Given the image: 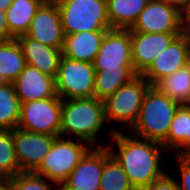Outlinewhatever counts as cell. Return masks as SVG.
Instances as JSON below:
<instances>
[{"label":"cell","instance_id":"1","mask_svg":"<svg viewBox=\"0 0 190 190\" xmlns=\"http://www.w3.org/2000/svg\"><path fill=\"white\" fill-rule=\"evenodd\" d=\"M111 137L112 144L107 143L106 146L127 174L135 190L149 186L167 172L161 168L163 150L166 151L161 143L122 131L113 132ZM113 144L117 147L116 150Z\"/></svg>","mask_w":190,"mask_h":190},{"label":"cell","instance_id":"2","mask_svg":"<svg viewBox=\"0 0 190 190\" xmlns=\"http://www.w3.org/2000/svg\"><path fill=\"white\" fill-rule=\"evenodd\" d=\"M107 125L103 100L95 97L63 99L61 109V137L81 140L91 147L98 144L97 135Z\"/></svg>","mask_w":190,"mask_h":190},{"label":"cell","instance_id":"3","mask_svg":"<svg viewBox=\"0 0 190 190\" xmlns=\"http://www.w3.org/2000/svg\"><path fill=\"white\" fill-rule=\"evenodd\" d=\"M180 105L151 86L145 94L138 119L128 132L138 138L162 143Z\"/></svg>","mask_w":190,"mask_h":190},{"label":"cell","instance_id":"4","mask_svg":"<svg viewBox=\"0 0 190 190\" xmlns=\"http://www.w3.org/2000/svg\"><path fill=\"white\" fill-rule=\"evenodd\" d=\"M152 85L138 75L128 84L119 87L112 95L103 100L104 116L107 123H113L108 130L128 132L136 123L145 94ZM115 122V123H114ZM120 124L116 128L114 124Z\"/></svg>","mask_w":190,"mask_h":190},{"label":"cell","instance_id":"5","mask_svg":"<svg viewBox=\"0 0 190 190\" xmlns=\"http://www.w3.org/2000/svg\"><path fill=\"white\" fill-rule=\"evenodd\" d=\"M65 35L108 31L107 0H55Z\"/></svg>","mask_w":190,"mask_h":190},{"label":"cell","instance_id":"6","mask_svg":"<svg viewBox=\"0 0 190 190\" xmlns=\"http://www.w3.org/2000/svg\"><path fill=\"white\" fill-rule=\"evenodd\" d=\"M90 147L84 141L57 136L33 173L61 186Z\"/></svg>","mask_w":190,"mask_h":190},{"label":"cell","instance_id":"7","mask_svg":"<svg viewBox=\"0 0 190 190\" xmlns=\"http://www.w3.org/2000/svg\"><path fill=\"white\" fill-rule=\"evenodd\" d=\"M95 73L93 63L62 55L55 77L56 94L62 100L94 97Z\"/></svg>","mask_w":190,"mask_h":190},{"label":"cell","instance_id":"8","mask_svg":"<svg viewBox=\"0 0 190 190\" xmlns=\"http://www.w3.org/2000/svg\"><path fill=\"white\" fill-rule=\"evenodd\" d=\"M62 99L55 97L22 103L18 128L33 133L59 136Z\"/></svg>","mask_w":190,"mask_h":190},{"label":"cell","instance_id":"9","mask_svg":"<svg viewBox=\"0 0 190 190\" xmlns=\"http://www.w3.org/2000/svg\"><path fill=\"white\" fill-rule=\"evenodd\" d=\"M183 13L165 0H149L130 32L182 34Z\"/></svg>","mask_w":190,"mask_h":190},{"label":"cell","instance_id":"10","mask_svg":"<svg viewBox=\"0 0 190 190\" xmlns=\"http://www.w3.org/2000/svg\"><path fill=\"white\" fill-rule=\"evenodd\" d=\"M95 71L104 69H134L129 29H110L93 61Z\"/></svg>","mask_w":190,"mask_h":190},{"label":"cell","instance_id":"11","mask_svg":"<svg viewBox=\"0 0 190 190\" xmlns=\"http://www.w3.org/2000/svg\"><path fill=\"white\" fill-rule=\"evenodd\" d=\"M25 35L42 44L63 49L65 34L55 0H45L41 4Z\"/></svg>","mask_w":190,"mask_h":190},{"label":"cell","instance_id":"12","mask_svg":"<svg viewBox=\"0 0 190 190\" xmlns=\"http://www.w3.org/2000/svg\"><path fill=\"white\" fill-rule=\"evenodd\" d=\"M56 137L15 128L13 141L20 172H33L49 152Z\"/></svg>","mask_w":190,"mask_h":190},{"label":"cell","instance_id":"13","mask_svg":"<svg viewBox=\"0 0 190 190\" xmlns=\"http://www.w3.org/2000/svg\"><path fill=\"white\" fill-rule=\"evenodd\" d=\"M104 166V146L90 147L61 185L62 190H99Z\"/></svg>","mask_w":190,"mask_h":190},{"label":"cell","instance_id":"14","mask_svg":"<svg viewBox=\"0 0 190 190\" xmlns=\"http://www.w3.org/2000/svg\"><path fill=\"white\" fill-rule=\"evenodd\" d=\"M188 44L183 34L177 36L141 74L152 86L189 63Z\"/></svg>","mask_w":190,"mask_h":190},{"label":"cell","instance_id":"15","mask_svg":"<svg viewBox=\"0 0 190 190\" xmlns=\"http://www.w3.org/2000/svg\"><path fill=\"white\" fill-rule=\"evenodd\" d=\"M180 34L130 32L134 70L141 75Z\"/></svg>","mask_w":190,"mask_h":190},{"label":"cell","instance_id":"16","mask_svg":"<svg viewBox=\"0 0 190 190\" xmlns=\"http://www.w3.org/2000/svg\"><path fill=\"white\" fill-rule=\"evenodd\" d=\"M21 103L55 97V77L42 73L37 68L25 65L24 70L12 82Z\"/></svg>","mask_w":190,"mask_h":190},{"label":"cell","instance_id":"17","mask_svg":"<svg viewBox=\"0 0 190 190\" xmlns=\"http://www.w3.org/2000/svg\"><path fill=\"white\" fill-rule=\"evenodd\" d=\"M23 52L25 63L42 73L56 77L62 49L42 44L26 35L16 38Z\"/></svg>","mask_w":190,"mask_h":190},{"label":"cell","instance_id":"18","mask_svg":"<svg viewBox=\"0 0 190 190\" xmlns=\"http://www.w3.org/2000/svg\"><path fill=\"white\" fill-rule=\"evenodd\" d=\"M107 31H86L65 35L63 56L70 59L93 63L100 50L101 42Z\"/></svg>","mask_w":190,"mask_h":190},{"label":"cell","instance_id":"19","mask_svg":"<svg viewBox=\"0 0 190 190\" xmlns=\"http://www.w3.org/2000/svg\"><path fill=\"white\" fill-rule=\"evenodd\" d=\"M161 144L166 152L173 155L184 153L190 147V104L179 106L169 127V133Z\"/></svg>","mask_w":190,"mask_h":190},{"label":"cell","instance_id":"20","mask_svg":"<svg viewBox=\"0 0 190 190\" xmlns=\"http://www.w3.org/2000/svg\"><path fill=\"white\" fill-rule=\"evenodd\" d=\"M45 0H14L6 10L9 40L25 35L37 9Z\"/></svg>","mask_w":190,"mask_h":190},{"label":"cell","instance_id":"21","mask_svg":"<svg viewBox=\"0 0 190 190\" xmlns=\"http://www.w3.org/2000/svg\"><path fill=\"white\" fill-rule=\"evenodd\" d=\"M149 0H107L111 29H130Z\"/></svg>","mask_w":190,"mask_h":190},{"label":"cell","instance_id":"22","mask_svg":"<svg viewBox=\"0 0 190 190\" xmlns=\"http://www.w3.org/2000/svg\"><path fill=\"white\" fill-rule=\"evenodd\" d=\"M153 86L181 105L190 104V62L172 75L160 79Z\"/></svg>","mask_w":190,"mask_h":190},{"label":"cell","instance_id":"23","mask_svg":"<svg viewBox=\"0 0 190 190\" xmlns=\"http://www.w3.org/2000/svg\"><path fill=\"white\" fill-rule=\"evenodd\" d=\"M139 74L134 69H104L96 71L94 97L104 100L119 87L128 84Z\"/></svg>","mask_w":190,"mask_h":190},{"label":"cell","instance_id":"24","mask_svg":"<svg viewBox=\"0 0 190 190\" xmlns=\"http://www.w3.org/2000/svg\"><path fill=\"white\" fill-rule=\"evenodd\" d=\"M26 63L17 39L0 41V76L13 82L24 70Z\"/></svg>","mask_w":190,"mask_h":190},{"label":"cell","instance_id":"25","mask_svg":"<svg viewBox=\"0 0 190 190\" xmlns=\"http://www.w3.org/2000/svg\"><path fill=\"white\" fill-rule=\"evenodd\" d=\"M21 105L12 82L0 85V130H14L18 127Z\"/></svg>","mask_w":190,"mask_h":190},{"label":"cell","instance_id":"26","mask_svg":"<svg viewBox=\"0 0 190 190\" xmlns=\"http://www.w3.org/2000/svg\"><path fill=\"white\" fill-rule=\"evenodd\" d=\"M99 190H135L123 168L104 144V166Z\"/></svg>","mask_w":190,"mask_h":190},{"label":"cell","instance_id":"27","mask_svg":"<svg viewBox=\"0 0 190 190\" xmlns=\"http://www.w3.org/2000/svg\"><path fill=\"white\" fill-rule=\"evenodd\" d=\"M20 173L15 153L13 130H0V181H6Z\"/></svg>","mask_w":190,"mask_h":190},{"label":"cell","instance_id":"28","mask_svg":"<svg viewBox=\"0 0 190 190\" xmlns=\"http://www.w3.org/2000/svg\"><path fill=\"white\" fill-rule=\"evenodd\" d=\"M5 182L12 190H62L60 185L33 172H20Z\"/></svg>","mask_w":190,"mask_h":190},{"label":"cell","instance_id":"29","mask_svg":"<svg viewBox=\"0 0 190 190\" xmlns=\"http://www.w3.org/2000/svg\"><path fill=\"white\" fill-rule=\"evenodd\" d=\"M178 163L180 180L176 179L179 190H190V158L184 153L174 154Z\"/></svg>","mask_w":190,"mask_h":190},{"label":"cell","instance_id":"30","mask_svg":"<svg viewBox=\"0 0 190 190\" xmlns=\"http://www.w3.org/2000/svg\"><path fill=\"white\" fill-rule=\"evenodd\" d=\"M141 190H179L176 178L168 172Z\"/></svg>","mask_w":190,"mask_h":190},{"label":"cell","instance_id":"31","mask_svg":"<svg viewBox=\"0 0 190 190\" xmlns=\"http://www.w3.org/2000/svg\"><path fill=\"white\" fill-rule=\"evenodd\" d=\"M9 40V30L6 23V11L0 10V41Z\"/></svg>","mask_w":190,"mask_h":190},{"label":"cell","instance_id":"32","mask_svg":"<svg viewBox=\"0 0 190 190\" xmlns=\"http://www.w3.org/2000/svg\"><path fill=\"white\" fill-rule=\"evenodd\" d=\"M184 13L190 7V0H165Z\"/></svg>","mask_w":190,"mask_h":190},{"label":"cell","instance_id":"33","mask_svg":"<svg viewBox=\"0 0 190 190\" xmlns=\"http://www.w3.org/2000/svg\"><path fill=\"white\" fill-rule=\"evenodd\" d=\"M182 34L185 36L188 44V56L190 61V26H183Z\"/></svg>","mask_w":190,"mask_h":190},{"label":"cell","instance_id":"34","mask_svg":"<svg viewBox=\"0 0 190 190\" xmlns=\"http://www.w3.org/2000/svg\"><path fill=\"white\" fill-rule=\"evenodd\" d=\"M14 0H0V10L6 11Z\"/></svg>","mask_w":190,"mask_h":190},{"label":"cell","instance_id":"35","mask_svg":"<svg viewBox=\"0 0 190 190\" xmlns=\"http://www.w3.org/2000/svg\"><path fill=\"white\" fill-rule=\"evenodd\" d=\"M184 24L183 26H190V7L183 13Z\"/></svg>","mask_w":190,"mask_h":190},{"label":"cell","instance_id":"36","mask_svg":"<svg viewBox=\"0 0 190 190\" xmlns=\"http://www.w3.org/2000/svg\"><path fill=\"white\" fill-rule=\"evenodd\" d=\"M0 190H12L5 181H0Z\"/></svg>","mask_w":190,"mask_h":190},{"label":"cell","instance_id":"37","mask_svg":"<svg viewBox=\"0 0 190 190\" xmlns=\"http://www.w3.org/2000/svg\"><path fill=\"white\" fill-rule=\"evenodd\" d=\"M184 154L190 158V147L184 152Z\"/></svg>","mask_w":190,"mask_h":190},{"label":"cell","instance_id":"38","mask_svg":"<svg viewBox=\"0 0 190 190\" xmlns=\"http://www.w3.org/2000/svg\"><path fill=\"white\" fill-rule=\"evenodd\" d=\"M5 81L3 80V78L0 76V85L4 84Z\"/></svg>","mask_w":190,"mask_h":190}]
</instances>
